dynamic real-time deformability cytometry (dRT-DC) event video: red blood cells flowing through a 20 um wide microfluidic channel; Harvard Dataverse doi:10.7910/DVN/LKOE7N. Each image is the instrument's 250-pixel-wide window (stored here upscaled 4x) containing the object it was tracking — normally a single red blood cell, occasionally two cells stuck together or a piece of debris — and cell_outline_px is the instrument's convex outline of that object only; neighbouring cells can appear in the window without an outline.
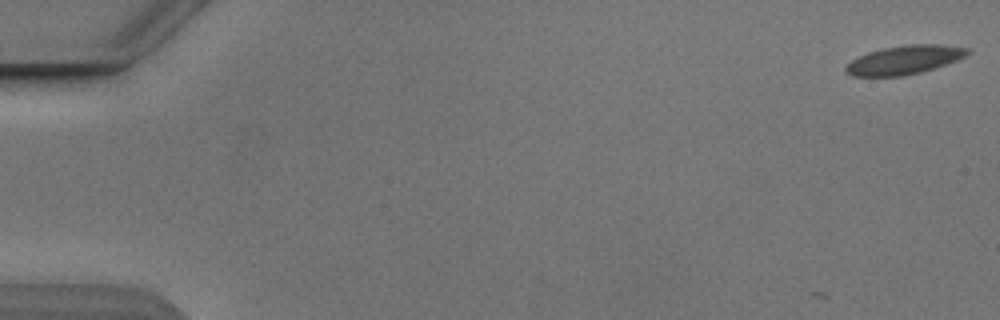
{"species": "Egyptian fruit bat (a non-hibernating species)", "species_latin": "Rousettus aegyptiacus", "temperature_condition": "cold", "stored_images_in_passage": 5, "camera_frame_rate_fps": 3000, "um_per_image_px": 0.085, "animal": {"sex": "male"}, "frame": {"image": 1, "passage_image": 1, "time_ms": 0.0, "image_size_px": [1000, 320], "cell_outline_px": [[972, 52], [968, 56], [920, 72], [904, 76], [852, 76], [844, 72], [844, 68], [852, 60], [868, 52], [884, 48], [908, 44], [940, 44], [968, 48]], "centroid_in_image_um": [76.88, 5.08], "position_along_channel_um": 8.1, "area_um2": 20.29}}